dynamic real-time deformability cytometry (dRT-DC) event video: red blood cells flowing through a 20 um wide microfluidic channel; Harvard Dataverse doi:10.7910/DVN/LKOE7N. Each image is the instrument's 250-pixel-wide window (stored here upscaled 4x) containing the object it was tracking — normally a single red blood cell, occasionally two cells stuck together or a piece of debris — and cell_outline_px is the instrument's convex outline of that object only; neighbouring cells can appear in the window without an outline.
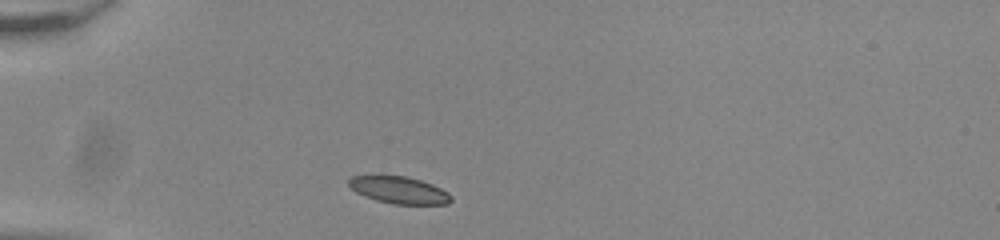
{"species": "common noctule bat (a hibernating species)", "species_latin": "Nyctalus noctula", "temperature_condition": "room temperature", "stored_images_in_passage": 33, "camera_frame_rate_fps": 3000, "um_per_image_px": 0.085, "animal": {"sex": "male", "body_mass_g": 20.0, "forearm_length_mm": 53.3}, "frame": {"image": 1, "passage_image": 1, "time_ms": 0.0, "image_size_px": [1000, 240], "cell_outline_px": [[452, 200], [448, 204], [392, 204], [376, 200], [364, 196], [356, 192], [348, 184], [348, 180], [352, 176], [408, 176], [432, 184], [448, 192], [452, 196]], "centroid_in_image_um": [33.94, 16.16], "position_along_channel_um": 51.1, "area_um2": 16.07}}
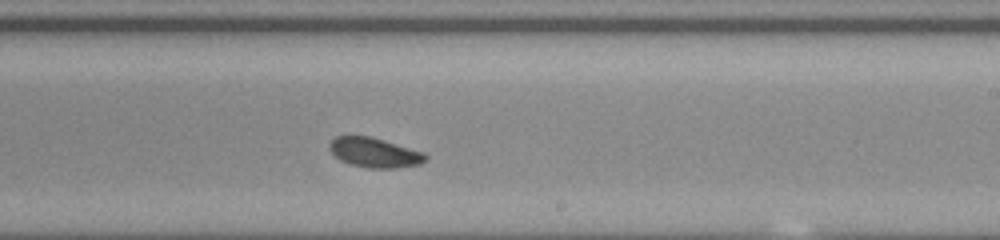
{"frame": {"image": 2, "passage_image": 19, "time_ms": 6.0, "image_size_px": [1000, 240], "cell_outline_px": [[428, 160], [420, 164], [396, 168], [368, 168], [348, 164], [340, 160], [328, 148], [328, 144], [336, 136], [372, 136], [424, 152], [428, 156]], "centroid_in_image_um": [31.85, 12.97], "position_along_channel_um": 257.1, "area_um2": 16.82}}
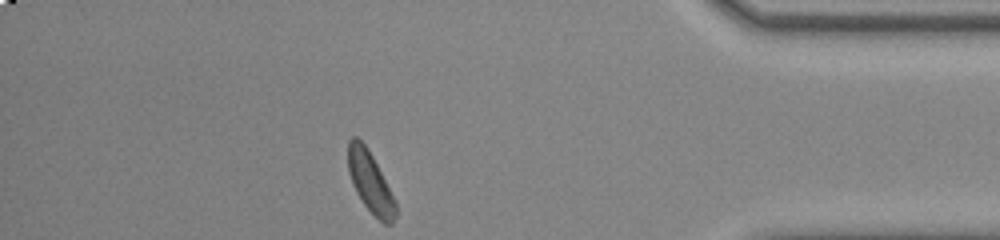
{"frame": {"image": 3, "passage_image": 33, "time_ms": 10.667, "image_size_px": [1000, 240], "cell_outline_px": [[396, 216], [392, 224], [384, 224], [364, 204], [356, 192], [352, 184], [348, 172], [348, 140], [352, 136], [356, 136], [364, 144], [372, 156], [396, 200]], "centroid_in_image_um": [31.47, 15.48], "position_along_channel_um": 403.7, "area_um2": 16.7}, "authors_computed_cell_mechanics": {"area_um2": 17.2244, "velocity_mm_per_s": 3.8165, "shape_relaxation_time_tau1_ms": 4.9726, "shape_relaxation_time_tau2_ms": 9.5873, "deformation_change_tau1": 0.1036, "deformation_change_tau2": 0.1398}}